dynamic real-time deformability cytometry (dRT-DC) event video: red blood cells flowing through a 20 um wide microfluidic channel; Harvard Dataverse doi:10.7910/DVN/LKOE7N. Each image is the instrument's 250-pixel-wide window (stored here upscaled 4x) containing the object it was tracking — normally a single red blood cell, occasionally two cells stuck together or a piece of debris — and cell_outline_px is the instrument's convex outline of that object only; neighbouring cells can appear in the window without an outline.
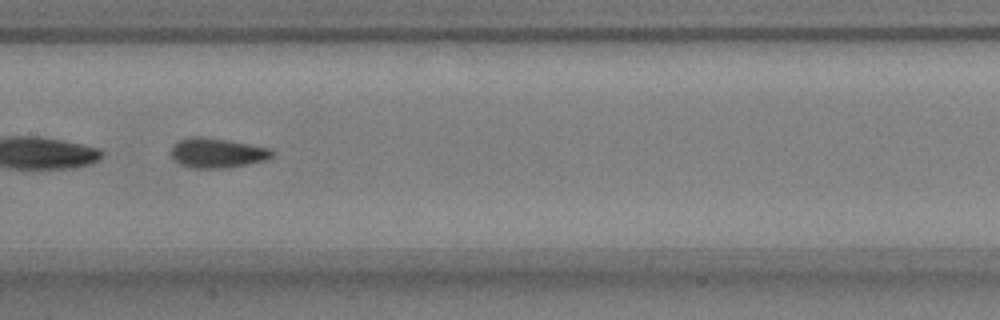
{"species": "common noctule bat (a hibernating species)", "species_latin": "Nyctalus noctula", "temperature_condition": "warm", "stored_images_in_passage": 52, "segment_of_instrument_passage": [2, 2], "camera_frame_rate_fps": 3000, "um_per_image_px": 0.085, "animal": {"sex": "male", "body_mass_g": 17.9, "forearm_length_mm": 54.2}, "frame": {"image": 1, "passage_image": 27, "time_ms": 8.667, "image_size_px": [1000, 320], "cell_outline_px": [[276, 152], [272, 156], [264, 160], [248, 164], [228, 168], [188, 168], [180, 164], [172, 156], [172, 144], [188, 136], [204, 136], [228, 140], [272, 148]], "centroid_in_image_um": [18.47, 12.99], "position_along_channel_um": 188.9, "area_um2": 17.74}}
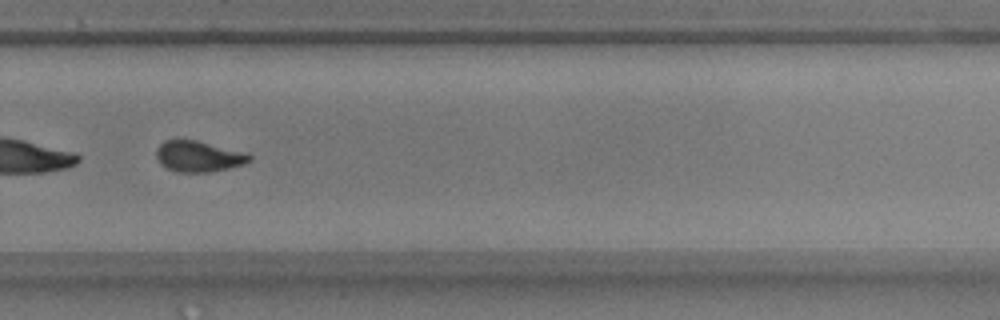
{"frame": {"image": 2, "passage_image": 37, "time_ms": 12.0, "image_size_px": [1000, 320], "cell_outline_px": [[252, 160], [244, 164], [228, 168], [208, 172], [176, 172], [160, 164], [156, 156], [156, 148], [164, 140], [196, 140], [244, 152], [252, 156]], "centroid_in_image_um": [16.86, 13.29], "position_along_channel_um": 312.9, "area_um2": 16.7}}